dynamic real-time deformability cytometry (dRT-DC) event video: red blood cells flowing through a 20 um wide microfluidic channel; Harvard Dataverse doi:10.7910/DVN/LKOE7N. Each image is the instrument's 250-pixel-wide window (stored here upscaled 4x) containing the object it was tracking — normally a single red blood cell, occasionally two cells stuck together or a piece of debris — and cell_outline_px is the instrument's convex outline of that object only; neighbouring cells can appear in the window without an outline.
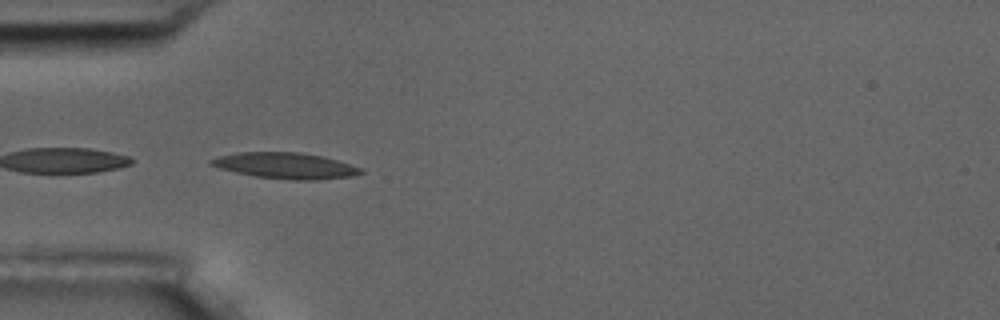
{"species": "common noctule bat (a hibernating species)", "species_latin": "Nyctalus noctula", "temperature_condition": "room temperature", "stored_images_in_passage": 39, "camera_frame_rate_fps": 3000, "um_per_image_px": 0.085, "animal": {"sex": "male", "body_mass_g": 17.5, "forearm_length_mm": 52.3}, "frame": {"image": 1, "passage_image": 1, "time_ms": 0.0, "image_size_px": [1000, 320], "cell_outline_px": [[364, 172], [352, 176], [316, 180], [292, 180], [256, 176], [236, 172], [220, 168], [208, 164], [208, 160], [216, 156], [240, 152], [300, 152], [324, 156], [360, 168]], "centroid_in_image_um": [24.22, 14.07], "position_along_channel_um": 60.8, "area_um2": 22.6}}
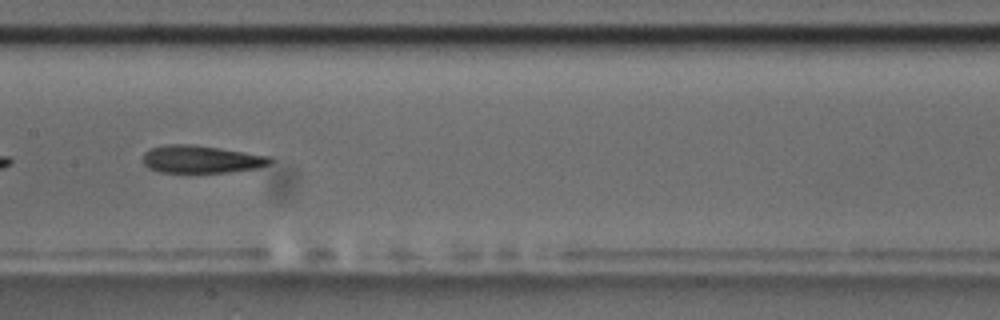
{"frame": {"image": 2, "passage_image": 12, "time_ms": 3.667, "image_size_px": [1000, 320], "cell_outline_px": [[272, 160], [268, 164], [256, 168], [228, 172], [160, 172], [148, 168], [144, 164], [144, 152], [152, 148], [164, 144], [192, 144], [272, 156]], "centroid_in_image_um": [17.09, 13.53], "position_along_channel_um": 190.3, "area_um2": 20.35}, "authors_computed_cell_mechanics": {"area_um2": 21.2704, "velocity_mm_per_s": 3.6058, "shape_relaxation_time_tau1_ms": 5.0759, "shape_relaxation_time_tau2_ms": 4.6523, "deformation_change_tau1": 0.1584, "deformation_change_tau2": 0.1554}}